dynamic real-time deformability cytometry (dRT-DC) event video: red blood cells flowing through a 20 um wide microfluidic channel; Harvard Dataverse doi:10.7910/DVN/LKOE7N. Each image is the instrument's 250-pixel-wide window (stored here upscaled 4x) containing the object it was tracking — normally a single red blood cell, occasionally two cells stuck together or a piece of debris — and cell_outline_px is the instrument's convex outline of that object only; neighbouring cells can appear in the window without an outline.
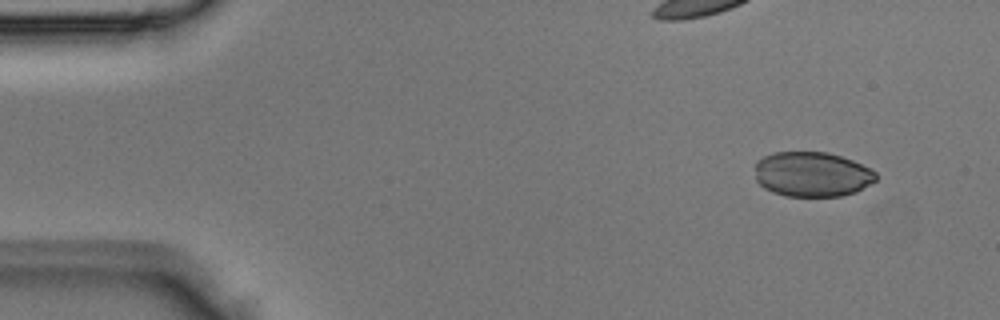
{"species": "Egyptian fruit bat (a non-hibernating species)", "species_latin": "Rousettus aegyptiacus", "temperature_condition": "room temperature", "stored_images_in_passage": 3, "camera_frame_rate_fps": 3000, "um_per_image_px": 0.085, "animal": {"sex": "male"}, "frame": {"image": 1, "passage_image": 1, "time_ms": 0.0, "image_size_px": [1000, 320], "cell_outline_px": [[876, 180], [856, 192], [840, 196], [788, 196], [772, 192], [764, 188], [756, 180], [756, 160], [764, 156], [776, 152], [828, 152], [852, 160], [876, 172]], "centroid_in_image_um": [69.01, 14.81], "position_along_channel_um": 16.0, "area_um2": 31.56}}